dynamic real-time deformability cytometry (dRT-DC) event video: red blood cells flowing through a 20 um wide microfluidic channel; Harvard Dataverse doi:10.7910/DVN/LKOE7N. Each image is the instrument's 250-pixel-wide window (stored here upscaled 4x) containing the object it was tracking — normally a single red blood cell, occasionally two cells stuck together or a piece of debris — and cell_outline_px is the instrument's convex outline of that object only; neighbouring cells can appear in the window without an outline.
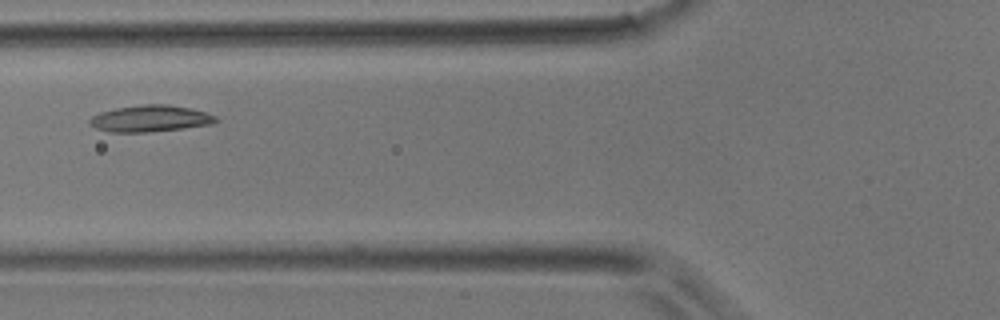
{"species": "common noctule bat (a hibernating species)", "species_latin": "Nyctalus noctula", "temperature_condition": "room temperature", "stored_images_in_passage": 3, "camera_frame_rate_fps": 3000, "um_per_image_px": 0.085, "animal": {"sex": "male", "body_mass_g": 17.9}, "frame": {"image": 1, "passage_image": 2, "time_ms": 0.333, "image_size_px": [1000, 320], "cell_outline_px": [[220, 120], [212, 124], [184, 128], [148, 132], [108, 132], [96, 128], [88, 124], [88, 120], [92, 116], [100, 112], [116, 108], [144, 104], [168, 104], [192, 108], [216, 116]], "centroid_in_image_um": [12.77, 10.07], "position_along_channel_um": 113.0, "area_um2": 19.65}}
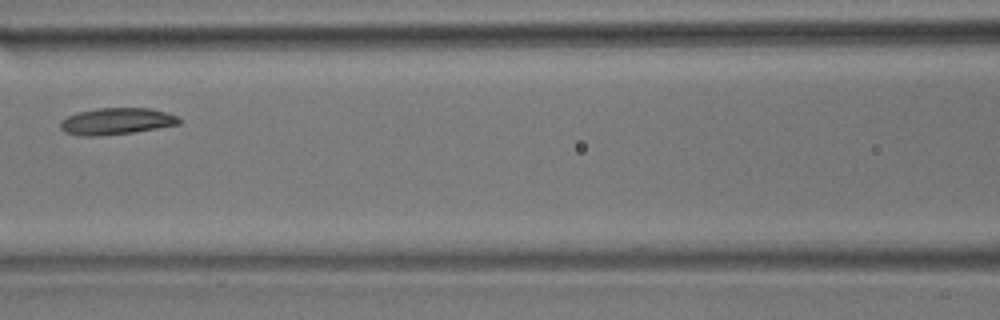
{"frame": {"image": 2, "passage_image": 3, "time_ms": 0.667, "image_size_px": [1000, 320], "cell_outline_px": [[184, 120], [180, 124], [132, 132], [100, 136], [80, 136], [64, 132], [60, 128], [60, 120], [76, 112], [96, 108], [148, 108], [168, 112]], "centroid_in_image_um": [9.88, 10.3], "position_along_channel_um": 156.7, "area_um2": 18.61}}